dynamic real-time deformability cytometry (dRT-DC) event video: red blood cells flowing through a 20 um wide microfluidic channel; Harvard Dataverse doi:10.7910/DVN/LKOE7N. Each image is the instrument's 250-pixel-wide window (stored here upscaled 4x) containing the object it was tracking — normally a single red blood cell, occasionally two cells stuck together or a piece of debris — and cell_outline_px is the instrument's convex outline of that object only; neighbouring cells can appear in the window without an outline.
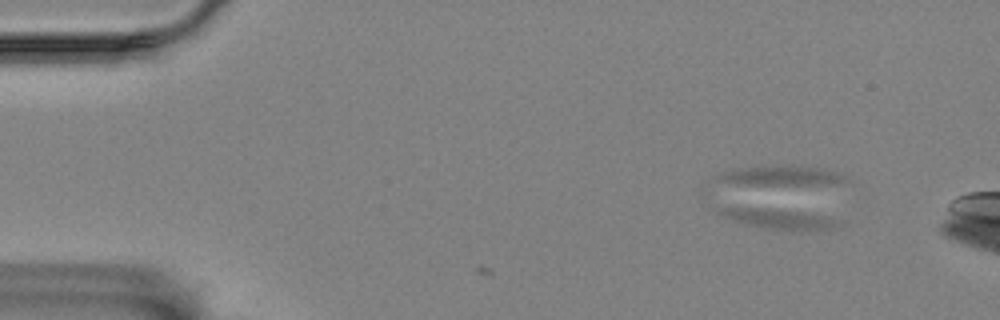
{"species": "Egyptian fruit bat (a non-hibernating species)", "species_latin": "Rousettus aegyptiacus", "temperature_condition": "room temperature", "stored_images_in_passage": 5, "camera_frame_rate_fps": 3000, "um_per_image_px": 0.085, "animal": {"sex": "female"}, "frame": {"image": 1, "passage_image": 1, "time_ms": 0.0, "image_size_px": [1000, 320], "cell_outline_px": [[844, 220], [836, 228], [804, 232], [792, 232], [744, 224], [732, 220], [708, 208], [768, 208], [808, 212]], "centroid_in_image_um": [66.31, 18.62], "position_along_channel_um": 18.7, "area_um2": 14.62}}